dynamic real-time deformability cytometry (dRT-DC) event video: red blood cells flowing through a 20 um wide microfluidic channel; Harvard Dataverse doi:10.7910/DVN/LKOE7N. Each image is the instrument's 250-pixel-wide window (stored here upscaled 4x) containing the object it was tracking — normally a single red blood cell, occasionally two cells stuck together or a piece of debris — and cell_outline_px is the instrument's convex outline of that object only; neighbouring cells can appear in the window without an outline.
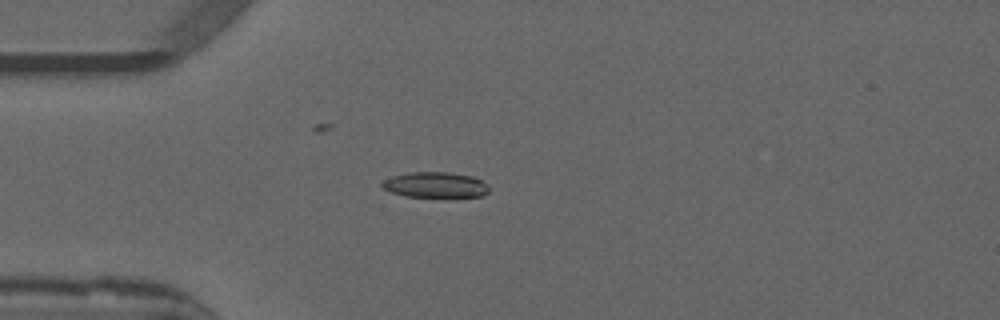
{"species": "common noctule bat (a hibernating species)", "species_latin": "Nyctalus noctula", "temperature_condition": "warm", "stored_images_in_passage": 53, "camera_frame_rate_fps": 3000, "um_per_image_px": 0.085, "animal": {"sex": "male", "forearm_length_mm": 52.5}, "frame": {"image": 1, "passage_image": 14, "time_ms": 4.333, "image_size_px": [1000, 320], "cell_outline_px": [[488, 192], [480, 196], [404, 196], [392, 192], [384, 188], [380, 184], [384, 180], [392, 176], [408, 172], [448, 172], [472, 176], [488, 184]], "centroid_in_image_um": [36.98, 15.7], "position_along_channel_um": 48.0, "area_um2": 15.66}}
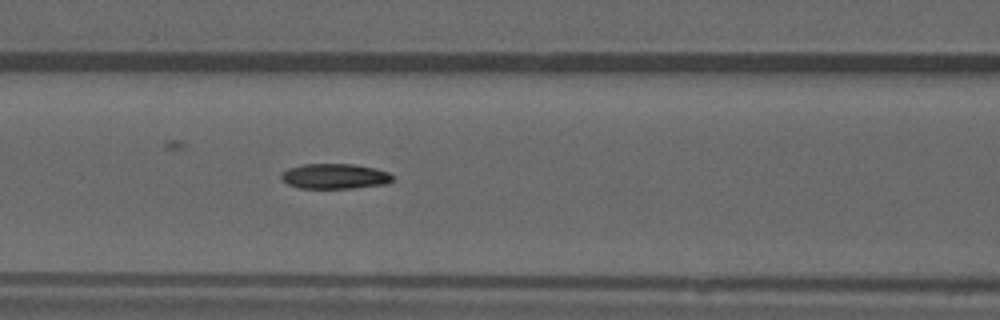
{"frame": {"image": 2, "passage_image": 22, "time_ms": 7.0, "image_size_px": [1000, 320], "cell_outline_px": [[392, 180], [388, 184], [352, 188], [300, 188], [288, 184], [280, 176], [280, 172], [288, 168], [304, 164], [352, 164], [376, 168], [388, 172], [392, 176]], "centroid_in_image_um": [28.45, 14.98], "position_along_channel_um": 138.2, "area_um2": 16.36}}
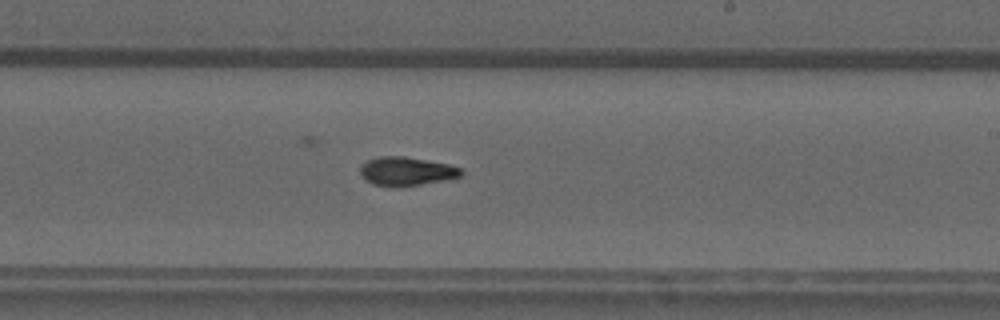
{"frame": {"image": 3, "passage_image": 31, "time_ms": 10.0, "image_size_px": [1000, 320], "cell_outline_px": [[464, 172], [460, 176], [444, 180], [420, 184], [372, 184], [360, 172], [360, 168], [368, 160], [380, 156], [404, 156], [448, 164], [460, 168]], "centroid_in_image_um": [34.59, 14.51], "position_along_channel_um": 254.4, "area_um2": 16.01}, "authors_computed_cell_mechanics": {"area_um2": 16.2418, "velocity_mm_per_s": 3.8951, "shape_relaxation_time_tau1_ms": null, "shape_relaxation_time_tau2_ms": 5.3504, "deformation_change_tau1": null, "deformation_change_tau2": 0.1228}}